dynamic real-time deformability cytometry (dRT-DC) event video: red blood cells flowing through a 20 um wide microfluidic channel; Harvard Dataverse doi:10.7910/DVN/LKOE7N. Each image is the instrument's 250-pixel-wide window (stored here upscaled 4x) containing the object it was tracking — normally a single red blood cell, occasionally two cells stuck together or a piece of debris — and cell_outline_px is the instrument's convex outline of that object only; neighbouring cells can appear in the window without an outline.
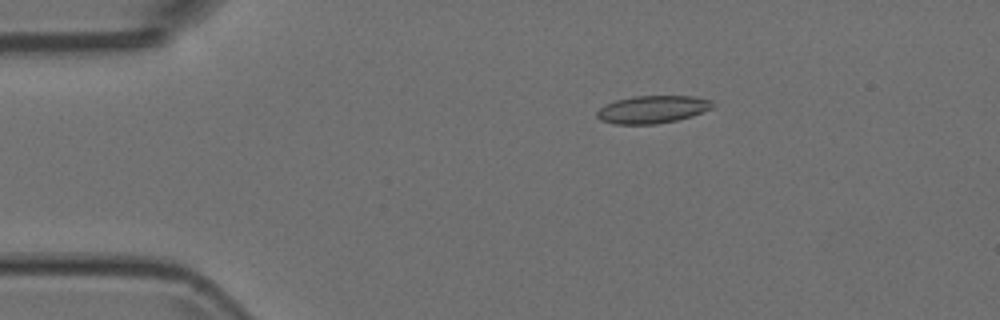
{"species": "Egyptian fruit bat (a non-hibernating species)", "species_latin": "Rousettus aegyptiacus", "temperature_condition": "room temperature", "stored_images_in_passage": 6, "camera_frame_rate_fps": 3000, "um_per_image_px": 0.085, "animal": {"sex": "female"}, "frame": {"image": 1, "passage_image": 3, "time_ms": 0.667, "image_size_px": [1000, 320], "cell_outline_px": [[716, 104], [712, 108], [692, 116], [676, 120], [656, 124], [616, 124], [600, 120], [596, 116], [596, 112], [604, 104], [616, 100], [632, 96], [696, 96], [712, 100]], "centroid_in_image_um": [55.47, 9.29], "position_along_channel_um": 29.5, "area_um2": 18.79}}
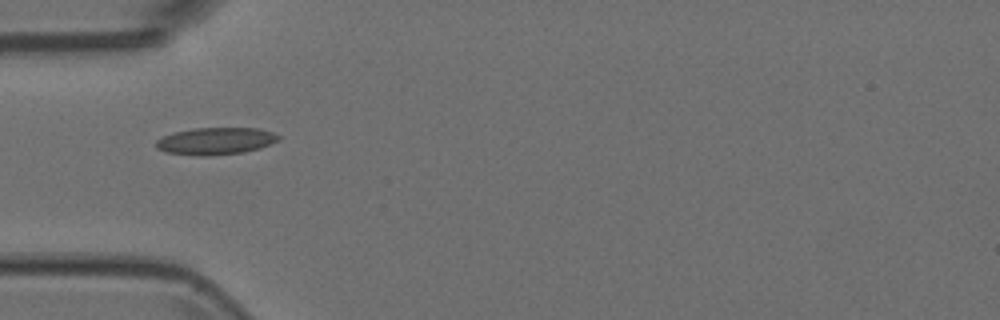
{"frame": {"image": 2, "passage_image": 5, "time_ms": 1.333, "image_size_px": [1000, 320], "cell_outline_px": [[280, 140], [260, 148], [244, 152], [204, 156], [164, 152], [156, 148], [156, 140], [164, 136], [176, 132], [196, 128], [260, 128], [272, 132], [280, 136]], "centroid_in_image_um": [18.36, 11.99], "position_along_channel_um": 66.6, "area_um2": 19.25}}
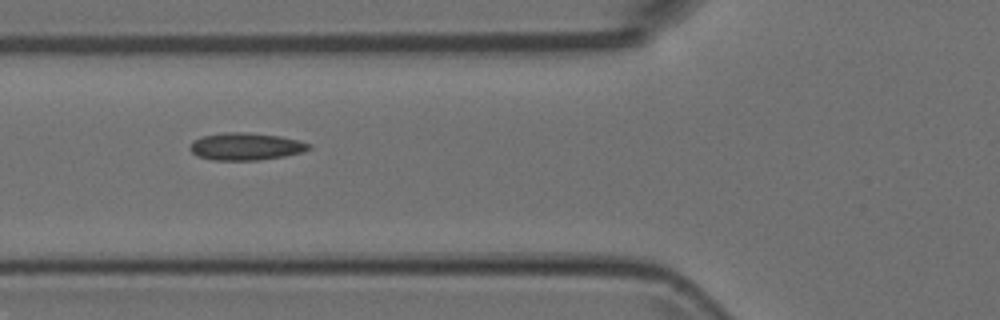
{"frame": {"image": 3, "passage_image": 6, "time_ms": 1.667, "image_size_px": [1000, 320], "cell_outline_px": [[312, 148], [300, 152], [284, 156], [260, 160], [212, 160], [196, 156], [188, 148], [192, 140], [200, 136], [224, 132], [244, 132], [280, 136], [300, 140], [312, 144]], "centroid_in_image_um": [20.86, 12.44], "position_along_channel_um": 104.9, "area_um2": 19.19}}